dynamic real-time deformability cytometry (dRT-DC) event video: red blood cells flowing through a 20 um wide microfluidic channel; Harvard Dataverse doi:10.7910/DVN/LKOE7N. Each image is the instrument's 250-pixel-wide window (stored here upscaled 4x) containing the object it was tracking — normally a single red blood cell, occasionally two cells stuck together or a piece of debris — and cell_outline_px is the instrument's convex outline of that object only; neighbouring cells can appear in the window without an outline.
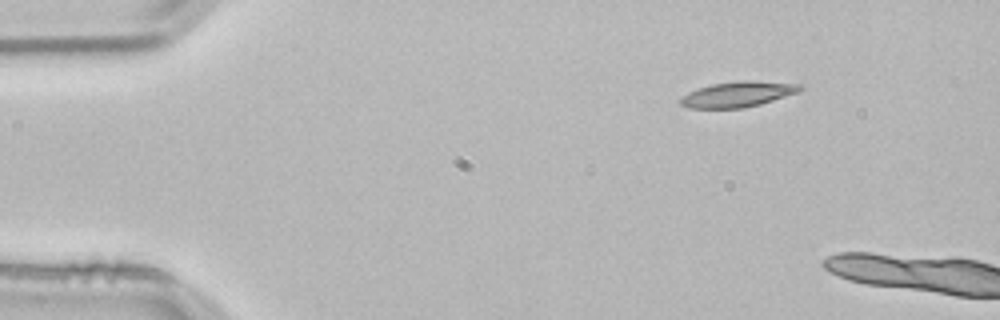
{"species": "common noctule bat (a hibernating species)", "species_latin": "Nyctalus noctula", "temperature_condition": "room temperature", "stored_images_in_passage": 4, "camera_frame_rate_fps": 3000, "um_per_image_px": 0.085, "animal": {"sex": "male", "body_mass_g": 21.5, "forearm_length_mm": 52.0}, "frame": {"image": 1, "passage_image": 1, "time_ms": 0.0, "image_size_px": [1000, 320], "cell_outline_px": [[804, 88], [796, 92], [760, 104], [744, 108], [688, 108], [680, 104], [680, 100], [688, 92], [712, 84], [740, 80], [752, 80], [800, 84]], "centroid_in_image_um": [62.7, 8.01], "position_along_channel_um": 22.3, "area_um2": 17.51}}